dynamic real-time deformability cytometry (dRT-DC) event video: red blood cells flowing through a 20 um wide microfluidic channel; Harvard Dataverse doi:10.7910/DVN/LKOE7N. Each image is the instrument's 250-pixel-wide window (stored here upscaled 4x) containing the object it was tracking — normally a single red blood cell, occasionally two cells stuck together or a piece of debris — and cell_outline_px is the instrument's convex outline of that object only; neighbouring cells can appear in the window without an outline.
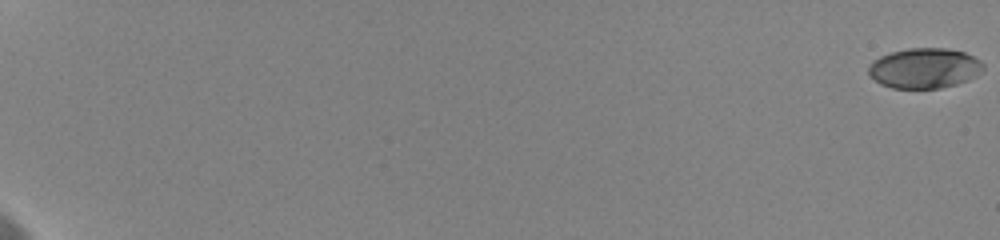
{"species": "human", "species_latin": "Homo sapiens", "temperature_condition": "cold", "stored_images_in_passage": 45, "camera_frame_rate_fps": 3000, "um_per_image_px": 0.085, "donor": {"sex": "female"}, "frame": {"image": 1, "passage_image": 1, "time_ms": 0.0, "image_size_px": [1000, 240], "cell_outline_px": [[984, 68], [976, 76], [968, 80], [956, 84], [940, 88], [892, 88], [880, 84], [868, 72], [868, 68], [872, 60], [880, 56], [892, 52], [908, 48], [948, 48], [964, 52], [980, 60], [984, 64]], "centroid_in_image_um": [78.58, 5.79], "position_along_channel_um": 6.4, "area_um2": 26.88}}
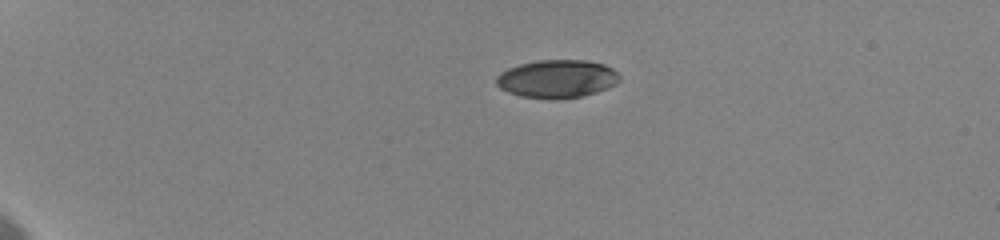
{"frame": {"image": 2, "passage_image": 14, "time_ms": 5.333, "image_size_px": [1000, 240], "cell_outline_px": [[620, 80], [616, 84], [608, 88], [596, 92], [580, 96], [556, 100], [520, 96], [508, 92], [500, 88], [496, 84], [496, 76], [500, 72], [508, 68], [520, 64], [540, 60], [588, 60], [604, 64], [612, 68], [620, 76]], "centroid_in_image_um": [47.35, 6.7], "position_along_channel_um": 37.7, "area_um2": 27.51}}
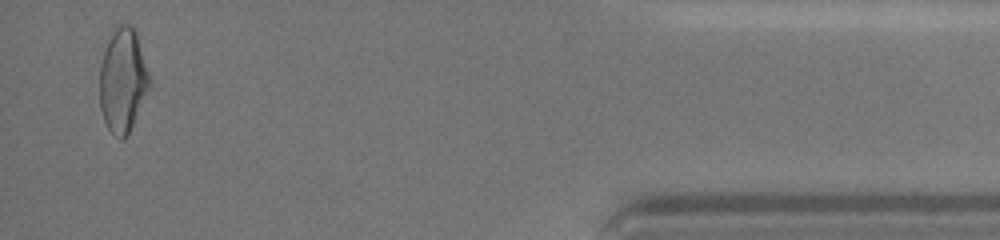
{"frame": {"image": 3, "passage_image": 45, "time_ms": 19.667, "image_size_px": [1000, 240], "cell_outline_px": [[152, 84], [124, 140], [120, 140], [108, 128], [104, 120], [100, 108], [100, 68], [108, 32], [112, 28], [120, 24], [132, 24], [136, 32]], "centroid_in_image_um": [10.43, 6.77], "position_along_channel_um": 424.8, "area_um2": 30.35}, "authors_computed_cell_mechanics": {"area_um2": 28.4954, "velocity_mm_per_s": 3.6019, "shape_relaxation_time_tau1_ms": 4.1179, "shape_relaxation_time_tau2_ms": 4.3061, "deformation_change_tau1": 0.1507, "deformation_change_tau2": 0.0513}}